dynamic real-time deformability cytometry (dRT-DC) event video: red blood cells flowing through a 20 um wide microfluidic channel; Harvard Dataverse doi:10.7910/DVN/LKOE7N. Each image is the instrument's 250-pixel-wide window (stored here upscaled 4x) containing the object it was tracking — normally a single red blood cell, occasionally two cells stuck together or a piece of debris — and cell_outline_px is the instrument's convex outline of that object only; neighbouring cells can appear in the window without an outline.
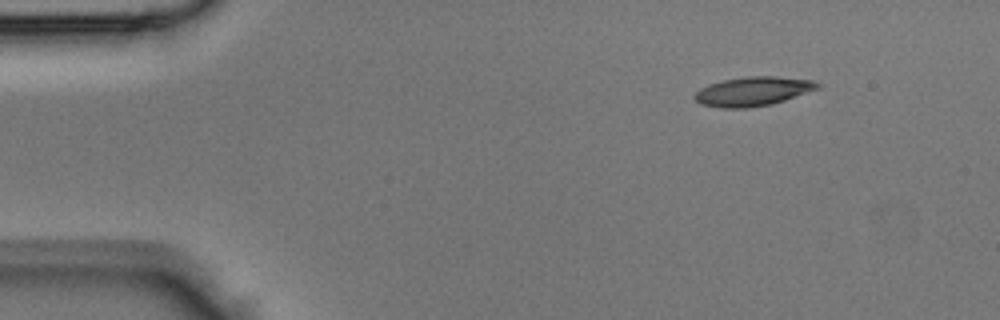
{"species": "Egyptian fruit bat (a non-hibernating species)", "species_latin": "Rousettus aegyptiacus", "temperature_condition": "room temperature", "stored_images_in_passage": 9, "camera_frame_rate_fps": 3000, "um_per_image_px": 0.085, "animal": {"sex": "male"}, "frame": {"image": 1, "passage_image": 1, "time_ms": 0.0, "image_size_px": [1000, 320], "cell_outline_px": [[820, 88], [772, 104], [748, 108], [720, 108], [700, 104], [692, 96], [700, 88], [708, 84], [724, 80], [748, 76], [776, 76], [812, 80], [820, 84]], "centroid_in_image_um": [63.97, 7.77], "position_along_channel_um": 21.0, "area_um2": 20.92}}
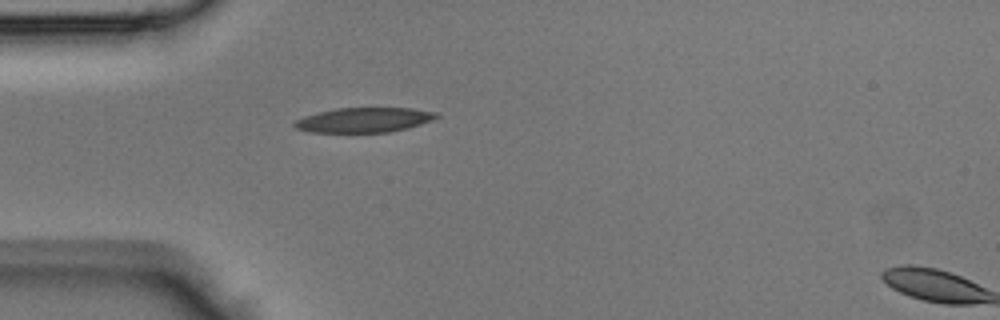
{"frame": {"image": 2, "passage_image": 8, "time_ms": 2.333, "image_size_px": [1000, 320], "cell_outline_px": [[440, 116], [432, 120], [408, 128], [388, 132], [312, 132], [296, 128], [292, 124], [296, 120], [304, 116], [336, 108], [412, 108], [436, 112]], "centroid_in_image_um": [30.96, 10.19], "position_along_channel_um": 54.0, "area_um2": 20.35}}